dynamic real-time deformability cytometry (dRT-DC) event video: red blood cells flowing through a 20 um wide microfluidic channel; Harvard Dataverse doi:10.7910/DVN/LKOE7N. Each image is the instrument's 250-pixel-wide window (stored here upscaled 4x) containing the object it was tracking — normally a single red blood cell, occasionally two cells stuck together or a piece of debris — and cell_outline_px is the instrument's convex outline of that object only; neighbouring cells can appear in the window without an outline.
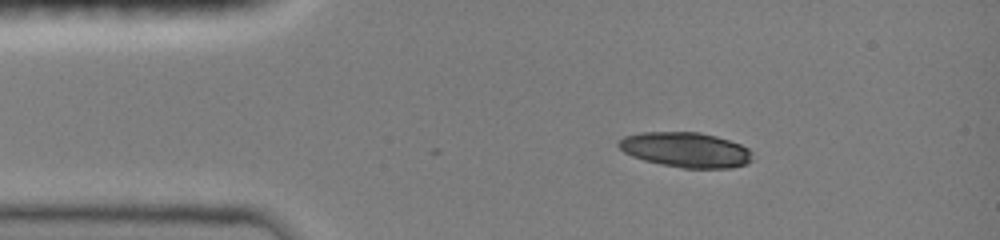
{"species": "common noctule bat (a hibernating species)", "species_latin": "Nyctalus noctula", "temperature_condition": "room temperature", "stored_images_in_passage": 40, "camera_frame_rate_fps": 3000, "um_per_image_px": 0.085, "animal": {"sex": "female", "body_mass_g": 19.0, "forearm_length_mm": 51.5}, "frame": {"image": 1, "passage_image": 1, "time_ms": 0.0, "image_size_px": [1000, 240], "cell_outline_px": [[752, 160], [748, 164], [732, 168], [684, 168], [660, 164], [644, 160], [632, 156], [624, 152], [616, 144], [624, 136], [640, 132], [700, 132], [716, 136], [740, 144], [748, 148], [752, 152]], "centroid_in_image_um": [58.3, 12.73], "position_along_channel_um": 26.7, "area_um2": 27.46}}